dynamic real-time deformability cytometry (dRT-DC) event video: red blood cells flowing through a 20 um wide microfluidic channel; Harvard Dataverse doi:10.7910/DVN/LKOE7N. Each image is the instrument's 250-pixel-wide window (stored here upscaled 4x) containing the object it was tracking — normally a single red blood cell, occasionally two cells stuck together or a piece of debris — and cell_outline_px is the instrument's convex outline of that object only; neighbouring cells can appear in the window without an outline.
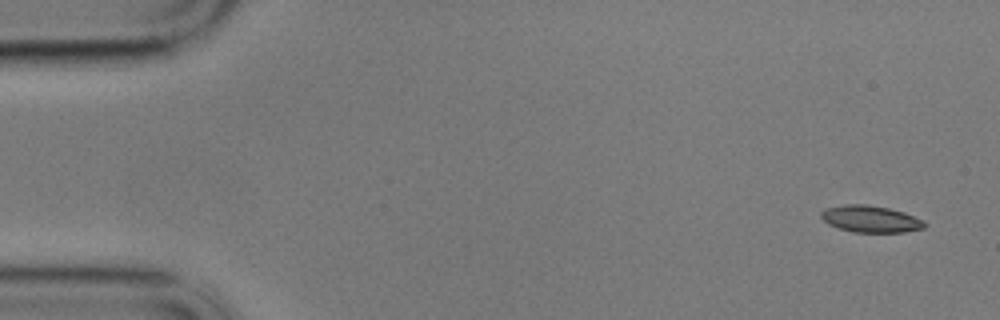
{"species": "common noctule bat (a hibernating species)", "species_latin": "Nyctalus noctula", "temperature_condition": "cold", "stored_images_in_passage": 56, "camera_frame_rate_fps": 3000, "um_per_image_px": 0.085, "animal": {"sex": "male", "body_mass_g": 17.9}, "frame": {"image": 1, "passage_image": 1, "time_ms": 0.0, "image_size_px": [1000, 320], "cell_outline_px": [[928, 224], [924, 228], [904, 232], [852, 232], [828, 224], [820, 216], [820, 212], [824, 208], [844, 204], [868, 204], [888, 208], [904, 212], [924, 220]], "centroid_in_image_um": [74.0, 18.6], "position_along_channel_um": 11.0, "area_um2": 16.3}}
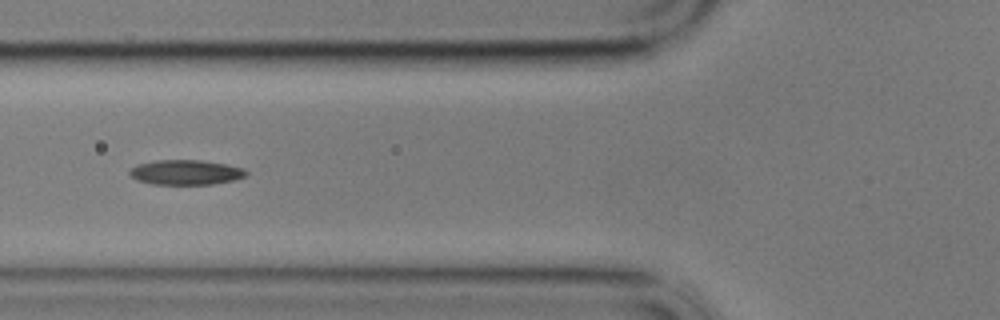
{"frame": {"image": 2, "passage_image": 20, "time_ms": 6.333, "image_size_px": [1000, 320], "cell_outline_px": [[248, 176], [232, 180], [212, 184], [152, 184], [136, 180], [128, 172], [128, 168], [136, 164], [156, 160], [200, 160], [228, 164], [244, 168], [248, 172]], "centroid_in_image_um": [15.78, 14.64], "position_along_channel_um": 110.0, "area_um2": 17.11}}
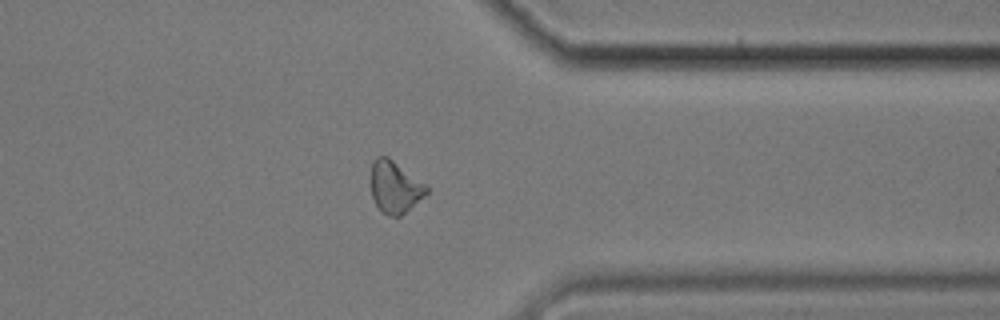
{"frame": {"image": 3, "passage_image": 44, "time_ms": 14.333, "image_size_px": [1000, 320], "cell_outline_px": [[428, 192], [424, 196], [400, 216], [388, 216], [380, 212], [372, 196], [368, 180], [372, 160], [376, 156], [388, 156], [424, 184], [428, 188]], "centroid_in_image_um": [33.48, 15.88], "position_along_channel_um": 377.9, "area_um2": 17.05}, "authors_computed_cell_mechanics": {"area_um2": 16.7909, "velocity_mm_per_s": 3.4278, "shape_relaxation_time_tau1_ms": 5.6448, "shape_relaxation_time_tau2_ms": 6.1931, "deformation_change_tau1": 0.139, "deformation_change_tau2": 0.1221}}